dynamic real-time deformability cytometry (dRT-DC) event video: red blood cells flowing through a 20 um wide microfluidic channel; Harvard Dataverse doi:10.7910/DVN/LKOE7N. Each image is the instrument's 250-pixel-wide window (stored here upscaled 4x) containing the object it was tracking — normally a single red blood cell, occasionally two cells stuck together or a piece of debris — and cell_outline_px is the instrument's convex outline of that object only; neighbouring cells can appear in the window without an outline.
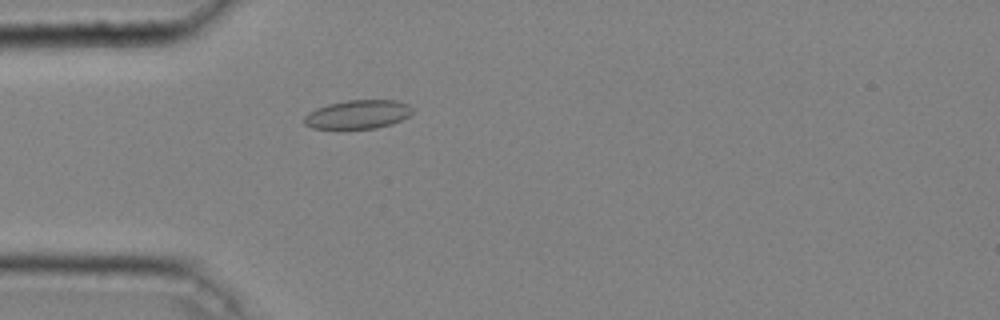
{"species": "common noctule bat (a hibernating species)", "species_latin": "Nyctalus noctula", "temperature_condition": "cold", "stored_images_in_passage": 33, "camera_frame_rate_fps": 3000, "um_per_image_px": 0.085, "animal": {"sex": "male", "body_mass_g": 20.4}, "frame": {"image": 1, "passage_image": 4, "time_ms": 1.0, "image_size_px": [1000, 320], "cell_outline_px": [[412, 112], [408, 116], [392, 124], [376, 128], [340, 132], [312, 128], [304, 124], [304, 116], [308, 112], [316, 108], [328, 104], [348, 100], [396, 100], [408, 104], [412, 108]], "centroid_in_image_um": [30.34, 9.78], "position_along_channel_um": 54.7, "area_um2": 18.96}}
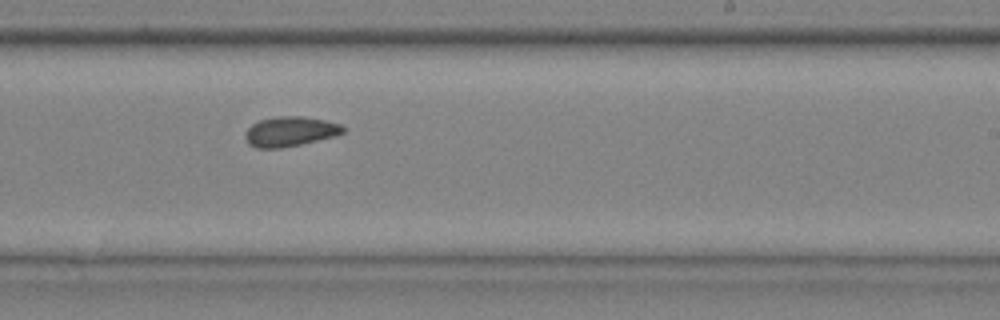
{"frame": {"image": 2, "passage_image": 20, "time_ms": 6.333, "image_size_px": [1000, 320], "cell_outline_px": [[344, 132], [336, 136], [300, 144], [280, 148], [256, 148], [248, 144], [244, 136], [244, 132], [252, 124], [260, 120], [276, 116], [304, 116], [324, 120], [340, 124], [344, 128]], "centroid_in_image_um": [24.63, 11.17], "position_along_channel_um": 264.4, "area_um2": 17.05}}
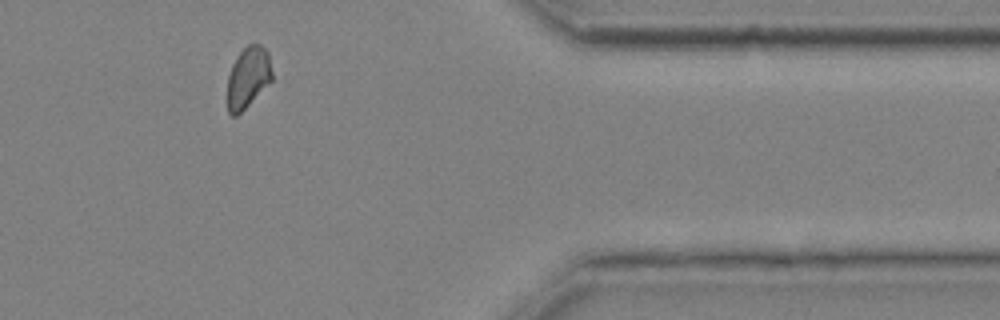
{"frame": {"image": 3, "passage_image": 31, "time_ms": 10.0, "image_size_px": [1000, 320], "cell_outline_px": [[272, 80], [236, 116], [232, 116], [228, 112], [228, 76], [232, 64], [236, 56], [248, 44], [260, 44], [268, 52], [272, 72]], "centroid_in_image_um": [21.08, 6.55], "position_along_channel_um": 390.3, "area_um2": 15.66}, "authors_computed_cell_mechanics": {"area_um2": 16.9932, "velocity_mm_per_s": 4.0453, "shape_relaxation_time_tau1_ms": null, "shape_relaxation_time_tau2_ms": 3.0965, "deformation_change_tau1": null, "deformation_change_tau2": 0.0702}}